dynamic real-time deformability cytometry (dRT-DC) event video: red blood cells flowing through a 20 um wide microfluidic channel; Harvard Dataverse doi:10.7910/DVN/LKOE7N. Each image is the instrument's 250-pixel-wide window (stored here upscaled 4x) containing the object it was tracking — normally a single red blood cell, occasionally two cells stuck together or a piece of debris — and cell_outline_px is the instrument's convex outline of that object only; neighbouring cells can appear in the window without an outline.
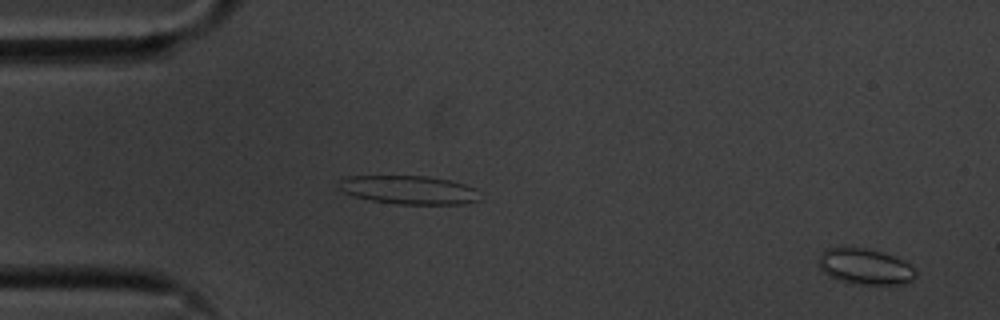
{"species": "common noctule bat (a hibernating species)", "species_latin": "Nyctalus noctula", "temperature_condition": "cold", "stored_images_in_passage": 55, "camera_frame_rate_fps": 3000, "um_per_image_px": 0.085, "animal": {"sex": "male", "body_mass_g": 20.1, "forearm_length_mm": 53.5}, "frame": {"image": 1, "passage_image": 2, "time_ms": 0.333, "image_size_px": [1000, 320], "cell_outline_px": [[916, 276], [912, 280], [904, 284], [852, 284], [836, 280], [828, 276], [820, 268], [820, 256], [828, 248], [864, 248], [880, 252], [904, 260], [916, 268]], "centroid_in_image_um": [73.57, 22.69], "position_along_channel_um": 11.4, "area_um2": 20.17}}
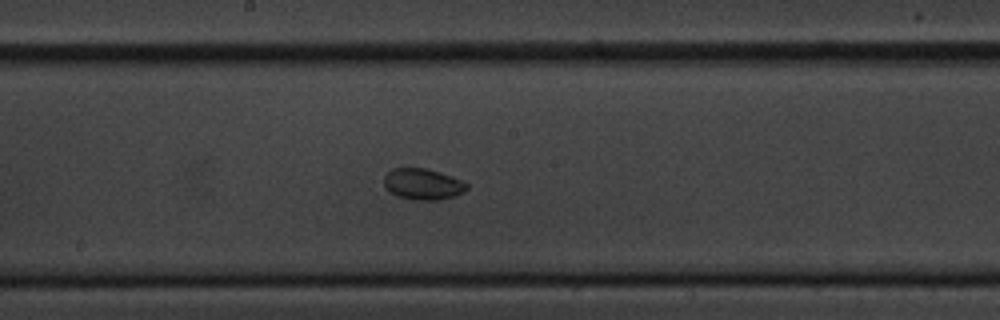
{"frame": {"image": 2, "passage_image": 29, "time_ms": 9.333, "image_size_px": [1000, 320], "cell_outline_px": [[468, 188], [464, 192], [440, 200], [420, 200], [396, 196], [384, 184], [384, 176], [392, 168], [428, 168], [452, 176], [468, 184]], "centroid_in_image_um": [35.96, 15.64], "position_along_channel_um": 212.2, "area_um2": 14.91}}
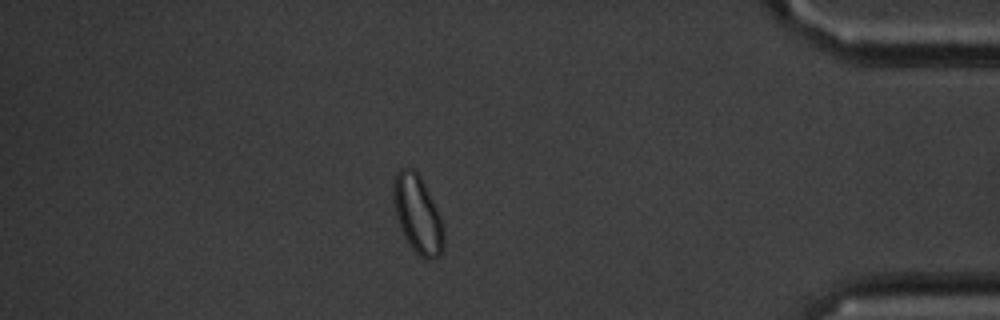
{"frame": {"image": 3, "passage_image": 48, "time_ms": 15.667, "image_size_px": [1000, 320], "cell_outline_px": [[444, 248], [440, 256], [428, 260], [420, 256], [412, 248], [404, 236], [392, 200], [392, 192], [396, 172], [400, 168], [412, 168], [420, 176], [444, 224]], "centroid_in_image_um": [35.51, 18.23], "position_along_channel_um": 399.7, "area_um2": 22.66}}